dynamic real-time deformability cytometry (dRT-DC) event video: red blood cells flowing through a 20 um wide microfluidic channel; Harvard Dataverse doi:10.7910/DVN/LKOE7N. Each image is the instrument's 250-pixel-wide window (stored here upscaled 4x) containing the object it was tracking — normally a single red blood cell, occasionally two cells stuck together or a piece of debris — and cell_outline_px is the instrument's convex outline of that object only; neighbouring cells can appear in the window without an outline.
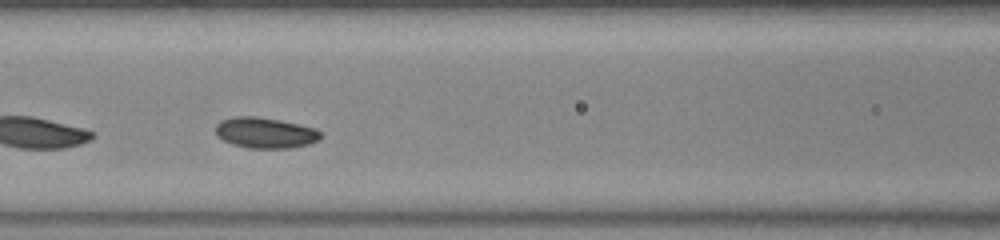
{"species": "common noctule bat (a hibernating species)", "species_latin": "Nyctalus noctula", "temperature_condition": "warm", "stored_images_in_passage": 45, "camera_frame_rate_fps": 3000, "um_per_image_px": 0.085, "animal": {"sex": "female", "body_mass_g": 23.0, "forearm_length_mm": 53.4}, "frame": {"image": 1, "passage_image": 14, "time_ms": 4.333, "image_size_px": [1000, 240], "cell_outline_px": [[320, 140], [308, 144], [292, 148], [248, 148], [232, 144], [216, 136], [216, 124], [220, 120], [236, 116], [256, 116], [316, 128], [320, 132]], "centroid_in_image_um": [22.52, 11.29], "position_along_channel_um": 144.1, "area_um2": 18.73}}
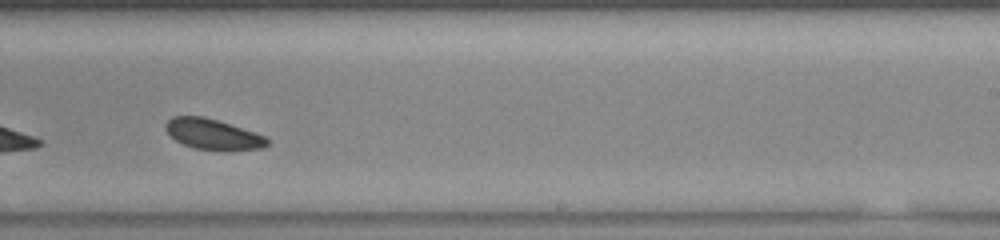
{"frame": {"image": 2, "passage_image": 24, "time_ms": 7.667, "image_size_px": [1000, 240], "cell_outline_px": [[268, 144], [264, 148], [228, 152], [224, 152], [196, 148], [184, 144], [176, 140], [168, 132], [168, 120], [172, 116], [204, 116], [264, 136], [268, 140]], "centroid_in_image_um": [18.14, 11.45], "position_along_channel_um": 270.9, "area_um2": 17.86}}
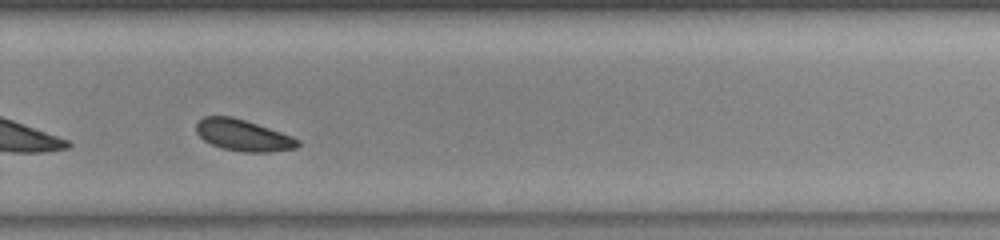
{"frame": {"image": 3, "passage_image": 27, "time_ms": 8.667, "image_size_px": [1000, 240], "cell_outline_px": [[300, 144], [296, 148], [268, 152], [244, 152], [224, 148], [212, 144], [204, 140], [196, 132], [196, 124], [204, 116], [232, 116], [292, 136], [300, 140]], "centroid_in_image_um": [20.67, 11.5], "position_along_channel_um": 309.1, "area_um2": 18.32}, "authors_computed_cell_mechanics": {"area_um2": 18.5538, "velocity_mm_per_s": 3.8263, "shape_relaxation_time_tau1_ms": 1.1026, "shape_relaxation_time_tau2_ms": null, "deformation_change_tau1": 0.0372, "deformation_change_tau2": null}}